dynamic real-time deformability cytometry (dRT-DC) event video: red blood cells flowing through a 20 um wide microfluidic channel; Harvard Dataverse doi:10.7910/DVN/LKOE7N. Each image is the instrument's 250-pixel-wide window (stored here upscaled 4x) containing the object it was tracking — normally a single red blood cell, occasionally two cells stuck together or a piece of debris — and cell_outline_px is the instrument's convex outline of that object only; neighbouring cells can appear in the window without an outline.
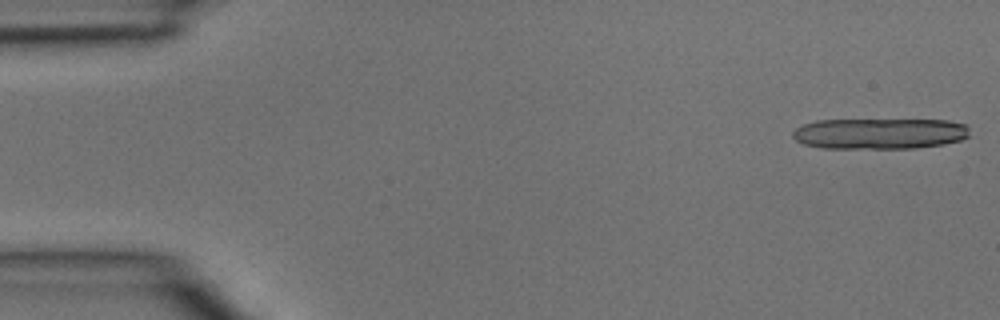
{"species": "common noctule bat (a hibernating species)", "species_latin": "Nyctalus noctula", "temperature_condition": "room temperature", "stored_images_in_passage": 3, "camera_frame_rate_fps": 3000, "um_per_image_px": 0.085, "animal": {"sex": "male", "body_mass_g": 15.6}, "frame": {"image": 1, "passage_image": 1, "time_ms": 0.0, "image_size_px": [1000, 320], "cell_outline_px": [[968, 136], [960, 140], [944, 144], [916, 148], [820, 148], [804, 144], [796, 140], [792, 136], [792, 132], [796, 128], [804, 124], [816, 120], [948, 120], [964, 124], [968, 128]], "centroid_in_image_um": [74.75, 11.35], "position_along_channel_um": 10.3, "area_um2": 31.85}}